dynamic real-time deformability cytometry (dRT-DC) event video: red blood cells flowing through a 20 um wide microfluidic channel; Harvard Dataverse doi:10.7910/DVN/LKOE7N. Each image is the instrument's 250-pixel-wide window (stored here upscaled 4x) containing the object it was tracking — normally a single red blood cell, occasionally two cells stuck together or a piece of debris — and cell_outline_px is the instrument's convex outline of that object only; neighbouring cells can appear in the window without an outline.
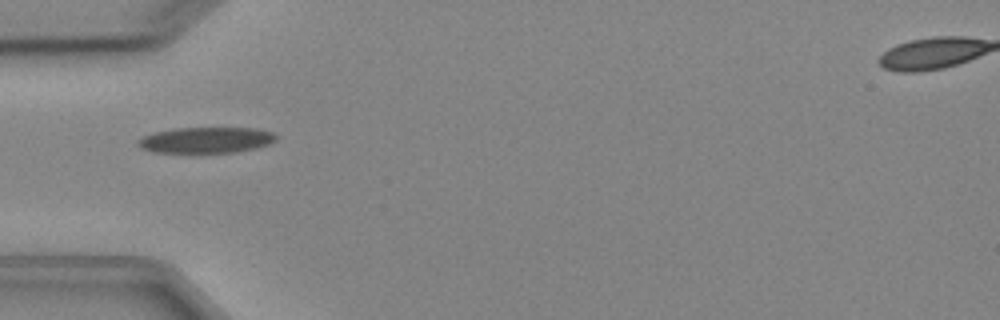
{"species": "Egyptian fruit bat (a non-hibernating species)", "species_latin": "Rousettus aegyptiacus", "temperature_condition": "cold", "stored_images_in_passage": 3, "camera_frame_rate_fps": 3000, "um_per_image_px": 0.085, "animal": {"sex": "female"}, "frame": {"image": 1, "passage_image": 3, "time_ms": 2.333, "image_size_px": [1000, 320], "cell_outline_px": [[276, 140], [268, 144], [256, 148], [236, 152], [192, 156], [152, 152], [140, 148], [136, 144], [136, 140], [144, 136], [156, 132], [176, 128], [256, 128], [272, 132], [276, 136]], "centroid_in_image_um": [17.44, 11.97], "position_along_channel_um": 67.6, "area_um2": 21.96}}